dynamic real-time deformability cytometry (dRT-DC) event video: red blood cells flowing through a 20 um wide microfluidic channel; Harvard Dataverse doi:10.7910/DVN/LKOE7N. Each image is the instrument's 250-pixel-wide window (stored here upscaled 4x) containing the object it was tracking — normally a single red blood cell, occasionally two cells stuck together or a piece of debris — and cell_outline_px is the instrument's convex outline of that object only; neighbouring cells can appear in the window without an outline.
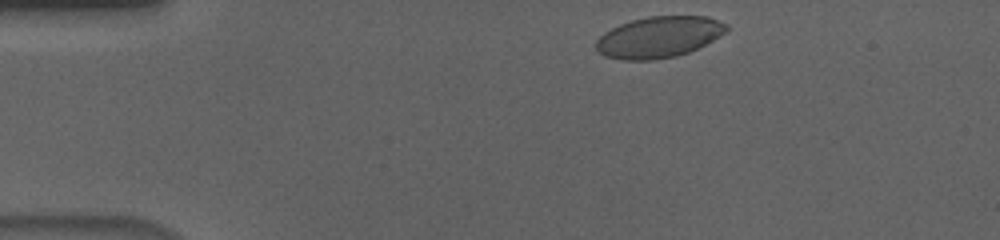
{"species": "human", "species_latin": "Homo sapiens", "temperature_condition": "cold", "stored_images_in_passage": 48, "camera_frame_rate_fps": 3000, "um_per_image_px": 0.085, "donor": {"sex": "male"}, "frame": {"image": 1, "passage_image": 2, "time_ms": 0.333, "image_size_px": [1000, 240], "cell_outline_px": [[728, 28], [724, 32], [712, 40], [688, 52], [676, 56], [652, 60], [620, 60], [604, 56], [596, 48], [596, 40], [604, 32], [620, 24], [632, 20], [648, 16], [708, 16], [728, 24]], "centroid_in_image_um": [55.98, 3.15], "position_along_channel_um": 29.0, "area_um2": 31.15}}
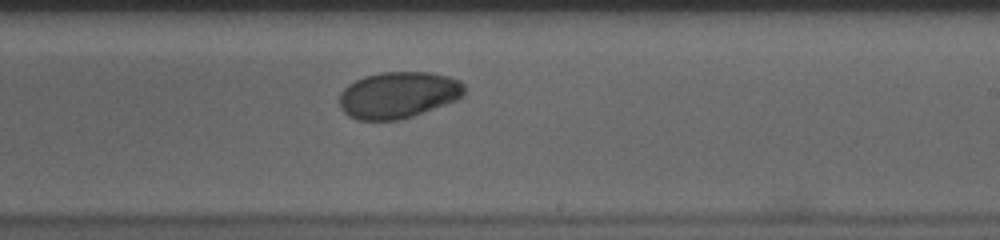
{"frame": {"image": 2, "passage_image": 26, "time_ms": 8.333, "image_size_px": [1000, 240], "cell_outline_px": [[464, 92], [456, 100], [424, 112], [400, 120], [356, 120], [348, 116], [340, 108], [340, 92], [348, 84], [364, 76], [380, 72], [432, 72], [448, 76], [460, 80], [464, 84]], "centroid_in_image_um": [33.83, 8.07], "position_along_channel_um": 255.2, "area_um2": 33.99}}
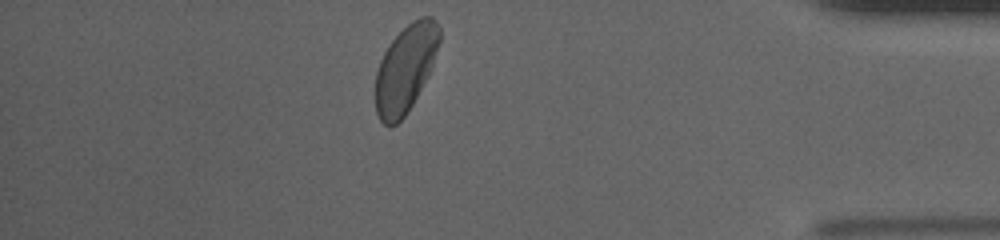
{"frame": {"image": 3, "passage_image": 41, "time_ms": 13.333, "image_size_px": [1000, 240], "cell_outline_px": [[440, 40], [432, 68], [428, 76], [412, 104], [404, 116], [396, 124], [388, 128], [380, 120], [376, 112], [376, 72], [380, 60], [388, 44], [412, 20], [420, 16], [432, 16], [440, 28]], "centroid_in_image_um": [34.47, 5.82], "position_along_channel_um": 400.7, "area_um2": 32.54}, "authors_computed_cell_mechanics": {"area_um2": 33.6107, "velocity_mm_per_s": 3.6417, "shape_relaxation_time_tau1_ms": 5.7071, "shape_relaxation_time_tau2_ms": 10.1998, "deformation_change_tau1": 0.1311, "deformation_change_tau2": 0.0795}}